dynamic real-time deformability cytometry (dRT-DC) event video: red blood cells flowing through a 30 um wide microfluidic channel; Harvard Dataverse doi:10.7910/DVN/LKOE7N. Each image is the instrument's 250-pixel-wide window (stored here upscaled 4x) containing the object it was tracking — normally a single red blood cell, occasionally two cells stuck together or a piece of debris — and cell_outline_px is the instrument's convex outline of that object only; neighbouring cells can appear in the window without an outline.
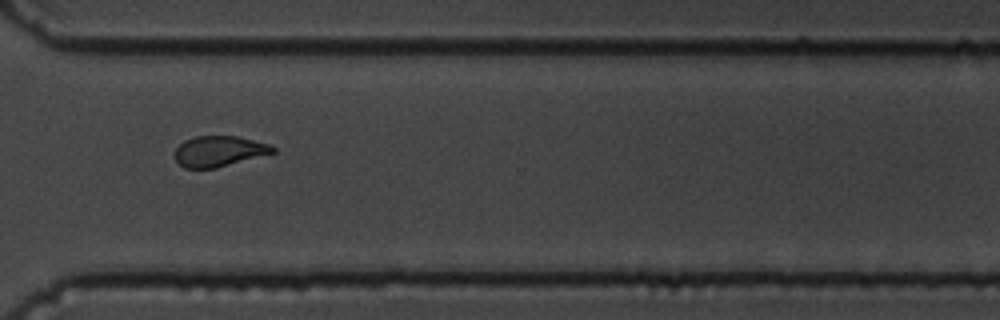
{"species": "common noctule bat (a hibernating species)", "species_latin": "Nyctalus noctula", "temperature_condition": "cold", "stored_images_in_passage": 16, "camera_frame_rate_fps": 3000, "um_per_image_px": 0.085, "animal": {"sex": "male", "body_mass_g": 19.5, "forearm_length_mm": 54.6}, "frame": {"image": 1, "passage_image": 12, "time_ms": 3.667, "image_size_px": [1000, 320], "cell_outline_px": [[276, 152], [216, 168], [184, 168], [176, 160], [176, 148], [184, 140], [196, 136], [236, 136], [268, 144], [276, 148]], "centroid_in_image_um": [18.62, 12.85], "position_along_channel_um": 352.0, "area_um2": 17.28}}